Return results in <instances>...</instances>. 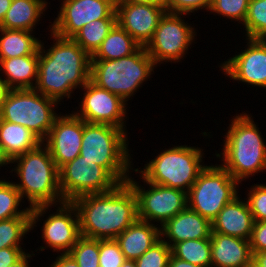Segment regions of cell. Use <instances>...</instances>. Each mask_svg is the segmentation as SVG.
I'll use <instances>...</instances> for the list:
<instances>
[{
    "label": "cell",
    "instance_id": "816d5d0a",
    "mask_svg": "<svg viewBox=\"0 0 266 267\" xmlns=\"http://www.w3.org/2000/svg\"><path fill=\"white\" fill-rule=\"evenodd\" d=\"M259 40L266 46V33L263 34V35L259 38Z\"/></svg>",
    "mask_w": 266,
    "mask_h": 267
},
{
    "label": "cell",
    "instance_id": "603a6c76",
    "mask_svg": "<svg viewBox=\"0 0 266 267\" xmlns=\"http://www.w3.org/2000/svg\"><path fill=\"white\" fill-rule=\"evenodd\" d=\"M48 4V0H12L0 28L35 32L34 29L40 25L41 18L50 7Z\"/></svg>",
    "mask_w": 266,
    "mask_h": 267
},
{
    "label": "cell",
    "instance_id": "8992f818",
    "mask_svg": "<svg viewBox=\"0 0 266 267\" xmlns=\"http://www.w3.org/2000/svg\"><path fill=\"white\" fill-rule=\"evenodd\" d=\"M204 148L188 145H176L157 153L149 159L144 168H133V172L146 182L190 190L197 180L198 174L206 167L204 164ZM204 156V157H203ZM151 160V161H150ZM203 162V163H202Z\"/></svg>",
    "mask_w": 266,
    "mask_h": 267
},
{
    "label": "cell",
    "instance_id": "f907efd6",
    "mask_svg": "<svg viewBox=\"0 0 266 267\" xmlns=\"http://www.w3.org/2000/svg\"><path fill=\"white\" fill-rule=\"evenodd\" d=\"M168 0H151V4H159L165 7L167 5Z\"/></svg>",
    "mask_w": 266,
    "mask_h": 267
},
{
    "label": "cell",
    "instance_id": "30bf717a",
    "mask_svg": "<svg viewBox=\"0 0 266 267\" xmlns=\"http://www.w3.org/2000/svg\"><path fill=\"white\" fill-rule=\"evenodd\" d=\"M53 207L57 208H55V212L52 210ZM47 213L50 214L47 216ZM44 217H46L45 220ZM42 220H44L43 225ZM38 222H41L42 225L40 237L44 240L42 242L45 246H40V249L38 246L34 252L38 250L43 252L46 248H51L52 252L58 254L69 253L81 236L78 211L71 201L31 208V231L38 225L40 226Z\"/></svg>",
    "mask_w": 266,
    "mask_h": 267
},
{
    "label": "cell",
    "instance_id": "f6af8a7d",
    "mask_svg": "<svg viewBox=\"0 0 266 267\" xmlns=\"http://www.w3.org/2000/svg\"><path fill=\"white\" fill-rule=\"evenodd\" d=\"M11 159L6 155L2 145L0 144V169L4 167H11ZM10 165V166H8Z\"/></svg>",
    "mask_w": 266,
    "mask_h": 267
},
{
    "label": "cell",
    "instance_id": "7bdbcfd3",
    "mask_svg": "<svg viewBox=\"0 0 266 267\" xmlns=\"http://www.w3.org/2000/svg\"><path fill=\"white\" fill-rule=\"evenodd\" d=\"M26 252L20 259H18L14 264L9 267H30L31 258L35 256L34 251Z\"/></svg>",
    "mask_w": 266,
    "mask_h": 267
},
{
    "label": "cell",
    "instance_id": "c3c4849f",
    "mask_svg": "<svg viewBox=\"0 0 266 267\" xmlns=\"http://www.w3.org/2000/svg\"><path fill=\"white\" fill-rule=\"evenodd\" d=\"M116 2H128L135 4H151V0H116Z\"/></svg>",
    "mask_w": 266,
    "mask_h": 267
},
{
    "label": "cell",
    "instance_id": "bcb514c9",
    "mask_svg": "<svg viewBox=\"0 0 266 267\" xmlns=\"http://www.w3.org/2000/svg\"><path fill=\"white\" fill-rule=\"evenodd\" d=\"M12 0H0V23L3 21L7 10L10 8Z\"/></svg>",
    "mask_w": 266,
    "mask_h": 267
},
{
    "label": "cell",
    "instance_id": "8fae6325",
    "mask_svg": "<svg viewBox=\"0 0 266 267\" xmlns=\"http://www.w3.org/2000/svg\"><path fill=\"white\" fill-rule=\"evenodd\" d=\"M187 14L165 13L155 29L152 40L146 45L156 66L163 63H180L189 47L197 43L195 26L185 21ZM196 39V40H195Z\"/></svg>",
    "mask_w": 266,
    "mask_h": 267
},
{
    "label": "cell",
    "instance_id": "f546056e",
    "mask_svg": "<svg viewBox=\"0 0 266 267\" xmlns=\"http://www.w3.org/2000/svg\"><path fill=\"white\" fill-rule=\"evenodd\" d=\"M21 202L24 204L20 192L13 182L6 178H0V220L31 216V209L26 206L22 209Z\"/></svg>",
    "mask_w": 266,
    "mask_h": 267
},
{
    "label": "cell",
    "instance_id": "60d3db41",
    "mask_svg": "<svg viewBox=\"0 0 266 267\" xmlns=\"http://www.w3.org/2000/svg\"><path fill=\"white\" fill-rule=\"evenodd\" d=\"M49 266L50 267H79L75 259L69 253L59 254L55 258V261L53 260Z\"/></svg>",
    "mask_w": 266,
    "mask_h": 267
},
{
    "label": "cell",
    "instance_id": "b9f144b4",
    "mask_svg": "<svg viewBox=\"0 0 266 267\" xmlns=\"http://www.w3.org/2000/svg\"><path fill=\"white\" fill-rule=\"evenodd\" d=\"M249 267H266V251L253 253Z\"/></svg>",
    "mask_w": 266,
    "mask_h": 267
},
{
    "label": "cell",
    "instance_id": "1f68e13d",
    "mask_svg": "<svg viewBox=\"0 0 266 267\" xmlns=\"http://www.w3.org/2000/svg\"><path fill=\"white\" fill-rule=\"evenodd\" d=\"M245 38L259 39L266 33V0H250L244 24Z\"/></svg>",
    "mask_w": 266,
    "mask_h": 267
},
{
    "label": "cell",
    "instance_id": "9a60e30c",
    "mask_svg": "<svg viewBox=\"0 0 266 267\" xmlns=\"http://www.w3.org/2000/svg\"><path fill=\"white\" fill-rule=\"evenodd\" d=\"M57 17L47 29L63 38H72L93 20L117 18L116 0H59Z\"/></svg>",
    "mask_w": 266,
    "mask_h": 267
},
{
    "label": "cell",
    "instance_id": "7402d4cb",
    "mask_svg": "<svg viewBox=\"0 0 266 267\" xmlns=\"http://www.w3.org/2000/svg\"><path fill=\"white\" fill-rule=\"evenodd\" d=\"M160 239V226L139 219L115 238L125 259L134 261Z\"/></svg>",
    "mask_w": 266,
    "mask_h": 267
},
{
    "label": "cell",
    "instance_id": "484cf974",
    "mask_svg": "<svg viewBox=\"0 0 266 267\" xmlns=\"http://www.w3.org/2000/svg\"><path fill=\"white\" fill-rule=\"evenodd\" d=\"M0 34V61L33 55L40 49L41 40L35 32L0 28Z\"/></svg>",
    "mask_w": 266,
    "mask_h": 267
},
{
    "label": "cell",
    "instance_id": "4fadbf2b",
    "mask_svg": "<svg viewBox=\"0 0 266 267\" xmlns=\"http://www.w3.org/2000/svg\"><path fill=\"white\" fill-rule=\"evenodd\" d=\"M120 183L102 166L79 155L59 169V186L64 201L112 191Z\"/></svg>",
    "mask_w": 266,
    "mask_h": 267
},
{
    "label": "cell",
    "instance_id": "7a4b0ae2",
    "mask_svg": "<svg viewBox=\"0 0 266 267\" xmlns=\"http://www.w3.org/2000/svg\"><path fill=\"white\" fill-rule=\"evenodd\" d=\"M72 203L79 215L81 236L115 239L138 218V200L128 182L106 193L86 194Z\"/></svg>",
    "mask_w": 266,
    "mask_h": 267
},
{
    "label": "cell",
    "instance_id": "d6986e66",
    "mask_svg": "<svg viewBox=\"0 0 266 267\" xmlns=\"http://www.w3.org/2000/svg\"><path fill=\"white\" fill-rule=\"evenodd\" d=\"M161 239L171 248L185 240L210 238L212 222L186 207L160 227Z\"/></svg>",
    "mask_w": 266,
    "mask_h": 267
},
{
    "label": "cell",
    "instance_id": "9c48e42d",
    "mask_svg": "<svg viewBox=\"0 0 266 267\" xmlns=\"http://www.w3.org/2000/svg\"><path fill=\"white\" fill-rule=\"evenodd\" d=\"M239 185L220 164H207L187 192V207L212 222L240 194Z\"/></svg>",
    "mask_w": 266,
    "mask_h": 267
},
{
    "label": "cell",
    "instance_id": "ac0fdd59",
    "mask_svg": "<svg viewBox=\"0 0 266 267\" xmlns=\"http://www.w3.org/2000/svg\"><path fill=\"white\" fill-rule=\"evenodd\" d=\"M165 13V7L159 4L116 2L117 24L143 47L152 40Z\"/></svg>",
    "mask_w": 266,
    "mask_h": 267
},
{
    "label": "cell",
    "instance_id": "4dcf8cb0",
    "mask_svg": "<svg viewBox=\"0 0 266 267\" xmlns=\"http://www.w3.org/2000/svg\"><path fill=\"white\" fill-rule=\"evenodd\" d=\"M31 232V216L0 220V249L22 247L23 239ZM22 245V246H21Z\"/></svg>",
    "mask_w": 266,
    "mask_h": 267
},
{
    "label": "cell",
    "instance_id": "83f0119b",
    "mask_svg": "<svg viewBox=\"0 0 266 267\" xmlns=\"http://www.w3.org/2000/svg\"><path fill=\"white\" fill-rule=\"evenodd\" d=\"M116 24L117 18L93 20L83 26L72 39L92 56Z\"/></svg>",
    "mask_w": 266,
    "mask_h": 267
},
{
    "label": "cell",
    "instance_id": "52a82bcc",
    "mask_svg": "<svg viewBox=\"0 0 266 267\" xmlns=\"http://www.w3.org/2000/svg\"><path fill=\"white\" fill-rule=\"evenodd\" d=\"M156 68L146 47L140 46L133 54L120 59L91 60L90 80L127 103L144 82L150 81Z\"/></svg>",
    "mask_w": 266,
    "mask_h": 267
},
{
    "label": "cell",
    "instance_id": "f1b7e54d",
    "mask_svg": "<svg viewBox=\"0 0 266 267\" xmlns=\"http://www.w3.org/2000/svg\"><path fill=\"white\" fill-rule=\"evenodd\" d=\"M171 250L176 258L201 267H211L210 238L185 240L176 243Z\"/></svg>",
    "mask_w": 266,
    "mask_h": 267
},
{
    "label": "cell",
    "instance_id": "277c9868",
    "mask_svg": "<svg viewBox=\"0 0 266 267\" xmlns=\"http://www.w3.org/2000/svg\"><path fill=\"white\" fill-rule=\"evenodd\" d=\"M11 166V175L17 174L19 180L13 181V184L20 192L22 200H27L30 209L64 202L59 186V169L44 143L14 158Z\"/></svg>",
    "mask_w": 266,
    "mask_h": 267
},
{
    "label": "cell",
    "instance_id": "3957f363",
    "mask_svg": "<svg viewBox=\"0 0 266 267\" xmlns=\"http://www.w3.org/2000/svg\"><path fill=\"white\" fill-rule=\"evenodd\" d=\"M253 118L246 112L232 115L222 151L213 155L240 184L266 170V140Z\"/></svg>",
    "mask_w": 266,
    "mask_h": 267
},
{
    "label": "cell",
    "instance_id": "7c38bea8",
    "mask_svg": "<svg viewBox=\"0 0 266 267\" xmlns=\"http://www.w3.org/2000/svg\"><path fill=\"white\" fill-rule=\"evenodd\" d=\"M139 178L140 180L137 182L130 175L127 180L137 196L139 220L162 227L169 219L187 207V193L185 191L149 183L141 177ZM141 180L143 184H139Z\"/></svg>",
    "mask_w": 266,
    "mask_h": 267
},
{
    "label": "cell",
    "instance_id": "cb8c5ba5",
    "mask_svg": "<svg viewBox=\"0 0 266 267\" xmlns=\"http://www.w3.org/2000/svg\"><path fill=\"white\" fill-rule=\"evenodd\" d=\"M39 51L33 55L13 57L0 61V76L8 88L34 89L37 82Z\"/></svg>",
    "mask_w": 266,
    "mask_h": 267
},
{
    "label": "cell",
    "instance_id": "5b68a950",
    "mask_svg": "<svg viewBox=\"0 0 266 267\" xmlns=\"http://www.w3.org/2000/svg\"><path fill=\"white\" fill-rule=\"evenodd\" d=\"M125 130L83 121L80 155L104 167L120 184L133 173V154Z\"/></svg>",
    "mask_w": 266,
    "mask_h": 267
},
{
    "label": "cell",
    "instance_id": "7dc6e473",
    "mask_svg": "<svg viewBox=\"0 0 266 267\" xmlns=\"http://www.w3.org/2000/svg\"><path fill=\"white\" fill-rule=\"evenodd\" d=\"M9 88L6 84V82L4 81V79L0 76V107L1 104L4 100V98L6 97L7 93L9 92Z\"/></svg>",
    "mask_w": 266,
    "mask_h": 267
},
{
    "label": "cell",
    "instance_id": "e0dca14e",
    "mask_svg": "<svg viewBox=\"0 0 266 267\" xmlns=\"http://www.w3.org/2000/svg\"><path fill=\"white\" fill-rule=\"evenodd\" d=\"M82 135L83 120L72 111L60 113L43 141L58 169L80 155Z\"/></svg>",
    "mask_w": 266,
    "mask_h": 267
},
{
    "label": "cell",
    "instance_id": "74e56055",
    "mask_svg": "<svg viewBox=\"0 0 266 267\" xmlns=\"http://www.w3.org/2000/svg\"><path fill=\"white\" fill-rule=\"evenodd\" d=\"M212 0H168L167 13L187 14L188 17L199 10L209 11Z\"/></svg>",
    "mask_w": 266,
    "mask_h": 267
},
{
    "label": "cell",
    "instance_id": "d590c367",
    "mask_svg": "<svg viewBox=\"0 0 266 267\" xmlns=\"http://www.w3.org/2000/svg\"><path fill=\"white\" fill-rule=\"evenodd\" d=\"M245 200L253 215L254 222L266 221V184H255L247 187Z\"/></svg>",
    "mask_w": 266,
    "mask_h": 267
},
{
    "label": "cell",
    "instance_id": "f35d334b",
    "mask_svg": "<svg viewBox=\"0 0 266 267\" xmlns=\"http://www.w3.org/2000/svg\"><path fill=\"white\" fill-rule=\"evenodd\" d=\"M249 242L252 254L266 251V221L254 222L252 235Z\"/></svg>",
    "mask_w": 266,
    "mask_h": 267
},
{
    "label": "cell",
    "instance_id": "ab89813d",
    "mask_svg": "<svg viewBox=\"0 0 266 267\" xmlns=\"http://www.w3.org/2000/svg\"><path fill=\"white\" fill-rule=\"evenodd\" d=\"M23 247H8L0 249V267H9L20 259L26 252Z\"/></svg>",
    "mask_w": 266,
    "mask_h": 267
},
{
    "label": "cell",
    "instance_id": "44dd1931",
    "mask_svg": "<svg viewBox=\"0 0 266 267\" xmlns=\"http://www.w3.org/2000/svg\"><path fill=\"white\" fill-rule=\"evenodd\" d=\"M211 267H249L253 258L249 240L212 232Z\"/></svg>",
    "mask_w": 266,
    "mask_h": 267
},
{
    "label": "cell",
    "instance_id": "e575fe53",
    "mask_svg": "<svg viewBox=\"0 0 266 267\" xmlns=\"http://www.w3.org/2000/svg\"><path fill=\"white\" fill-rule=\"evenodd\" d=\"M171 255V247L160 239L135 260V263L137 267H168Z\"/></svg>",
    "mask_w": 266,
    "mask_h": 267
},
{
    "label": "cell",
    "instance_id": "d4e9b609",
    "mask_svg": "<svg viewBox=\"0 0 266 267\" xmlns=\"http://www.w3.org/2000/svg\"><path fill=\"white\" fill-rule=\"evenodd\" d=\"M43 141L25 126L0 119V144L11 161Z\"/></svg>",
    "mask_w": 266,
    "mask_h": 267
},
{
    "label": "cell",
    "instance_id": "ffe728a7",
    "mask_svg": "<svg viewBox=\"0 0 266 267\" xmlns=\"http://www.w3.org/2000/svg\"><path fill=\"white\" fill-rule=\"evenodd\" d=\"M240 196H236L219 212L212 221V232L250 240L254 219L245 198Z\"/></svg>",
    "mask_w": 266,
    "mask_h": 267
},
{
    "label": "cell",
    "instance_id": "8d00e7d4",
    "mask_svg": "<svg viewBox=\"0 0 266 267\" xmlns=\"http://www.w3.org/2000/svg\"><path fill=\"white\" fill-rule=\"evenodd\" d=\"M125 260L115 239L99 240V267H121Z\"/></svg>",
    "mask_w": 266,
    "mask_h": 267
},
{
    "label": "cell",
    "instance_id": "ee69618b",
    "mask_svg": "<svg viewBox=\"0 0 266 267\" xmlns=\"http://www.w3.org/2000/svg\"><path fill=\"white\" fill-rule=\"evenodd\" d=\"M168 267H201L171 255Z\"/></svg>",
    "mask_w": 266,
    "mask_h": 267
},
{
    "label": "cell",
    "instance_id": "d6a6232c",
    "mask_svg": "<svg viewBox=\"0 0 266 267\" xmlns=\"http://www.w3.org/2000/svg\"><path fill=\"white\" fill-rule=\"evenodd\" d=\"M69 254L79 267H99V239L80 236Z\"/></svg>",
    "mask_w": 266,
    "mask_h": 267
},
{
    "label": "cell",
    "instance_id": "836d02e7",
    "mask_svg": "<svg viewBox=\"0 0 266 267\" xmlns=\"http://www.w3.org/2000/svg\"><path fill=\"white\" fill-rule=\"evenodd\" d=\"M250 0H212L208 12L243 25ZM221 15V16H220Z\"/></svg>",
    "mask_w": 266,
    "mask_h": 267
},
{
    "label": "cell",
    "instance_id": "2e32d148",
    "mask_svg": "<svg viewBox=\"0 0 266 267\" xmlns=\"http://www.w3.org/2000/svg\"><path fill=\"white\" fill-rule=\"evenodd\" d=\"M244 39V50L220 63L219 70L238 84L266 89V46L259 39Z\"/></svg>",
    "mask_w": 266,
    "mask_h": 267
},
{
    "label": "cell",
    "instance_id": "5bb4252c",
    "mask_svg": "<svg viewBox=\"0 0 266 267\" xmlns=\"http://www.w3.org/2000/svg\"><path fill=\"white\" fill-rule=\"evenodd\" d=\"M80 92L82 98H79L81 100L79 106L74 108L75 111L72 110L77 117L88 123L108 124L128 132L126 126L128 104L118 95L98 87L91 80L81 88Z\"/></svg>",
    "mask_w": 266,
    "mask_h": 267
},
{
    "label": "cell",
    "instance_id": "4316f807",
    "mask_svg": "<svg viewBox=\"0 0 266 267\" xmlns=\"http://www.w3.org/2000/svg\"><path fill=\"white\" fill-rule=\"evenodd\" d=\"M140 45L133 37L116 24L91 56V60H113L133 54Z\"/></svg>",
    "mask_w": 266,
    "mask_h": 267
},
{
    "label": "cell",
    "instance_id": "681fc988",
    "mask_svg": "<svg viewBox=\"0 0 266 267\" xmlns=\"http://www.w3.org/2000/svg\"><path fill=\"white\" fill-rule=\"evenodd\" d=\"M121 267H137L134 260L126 259Z\"/></svg>",
    "mask_w": 266,
    "mask_h": 267
},
{
    "label": "cell",
    "instance_id": "6da1fadb",
    "mask_svg": "<svg viewBox=\"0 0 266 267\" xmlns=\"http://www.w3.org/2000/svg\"><path fill=\"white\" fill-rule=\"evenodd\" d=\"M49 33L53 44L41 41L34 89L62 105L90 80L91 56L72 38Z\"/></svg>",
    "mask_w": 266,
    "mask_h": 267
},
{
    "label": "cell",
    "instance_id": "ba28073f",
    "mask_svg": "<svg viewBox=\"0 0 266 267\" xmlns=\"http://www.w3.org/2000/svg\"><path fill=\"white\" fill-rule=\"evenodd\" d=\"M59 104L35 89H12L1 104L0 119L25 126L44 141L61 113L55 110Z\"/></svg>",
    "mask_w": 266,
    "mask_h": 267
}]
</instances>
